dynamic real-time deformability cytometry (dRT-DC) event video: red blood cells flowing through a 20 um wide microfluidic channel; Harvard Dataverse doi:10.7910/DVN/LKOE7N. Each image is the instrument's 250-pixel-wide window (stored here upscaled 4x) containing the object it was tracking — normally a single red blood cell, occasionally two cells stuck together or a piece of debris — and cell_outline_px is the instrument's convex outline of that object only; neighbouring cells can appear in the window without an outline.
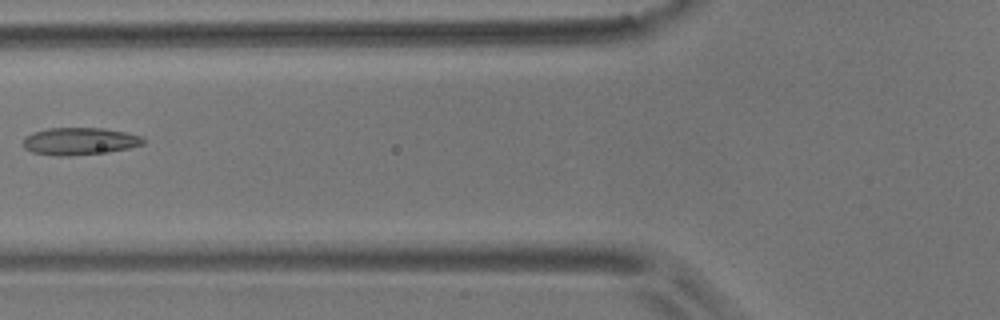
{"species": "common noctule bat (a hibernating species)", "species_latin": "Nyctalus noctula", "temperature_condition": "room temperature", "stored_images_in_passage": 4, "camera_frame_rate_fps": 3000, "um_per_image_px": 0.085, "animal": {"sex": "male", "body_mass_g": 17.9}, "frame": {"image": 1, "passage_image": 3, "time_ms": 0.667, "image_size_px": [1000, 320], "cell_outline_px": [[144, 144], [128, 148], [108, 152], [72, 156], [56, 156], [32, 152], [24, 148], [24, 136], [32, 132], [48, 128], [104, 128], [144, 136]], "centroid_in_image_um": [6.76, 12.01], "position_along_channel_um": 119.0, "area_um2": 19.31}}
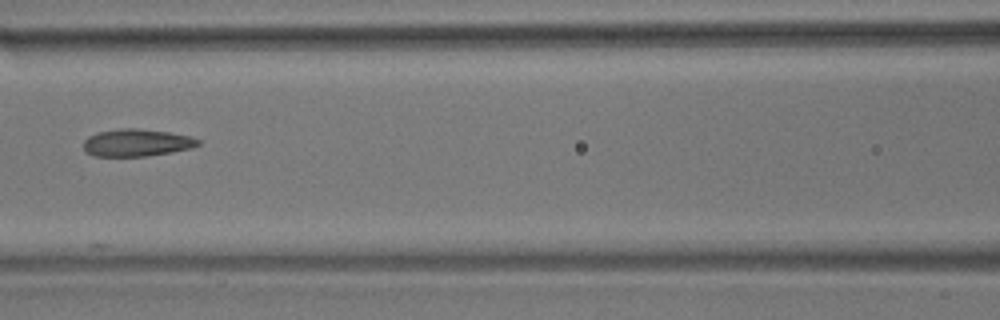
{"frame": {"image": 2, "passage_image": 4, "time_ms": 1.0, "image_size_px": [1000, 320], "cell_outline_px": [[200, 144], [192, 148], [172, 152], [148, 156], [92, 156], [84, 152], [84, 140], [88, 136], [100, 132], [120, 128], [136, 128], [168, 132], [188, 136], [200, 140]], "centroid_in_image_um": [11.6, 12.14], "position_along_channel_um": 155.0, "area_um2": 18.26}}